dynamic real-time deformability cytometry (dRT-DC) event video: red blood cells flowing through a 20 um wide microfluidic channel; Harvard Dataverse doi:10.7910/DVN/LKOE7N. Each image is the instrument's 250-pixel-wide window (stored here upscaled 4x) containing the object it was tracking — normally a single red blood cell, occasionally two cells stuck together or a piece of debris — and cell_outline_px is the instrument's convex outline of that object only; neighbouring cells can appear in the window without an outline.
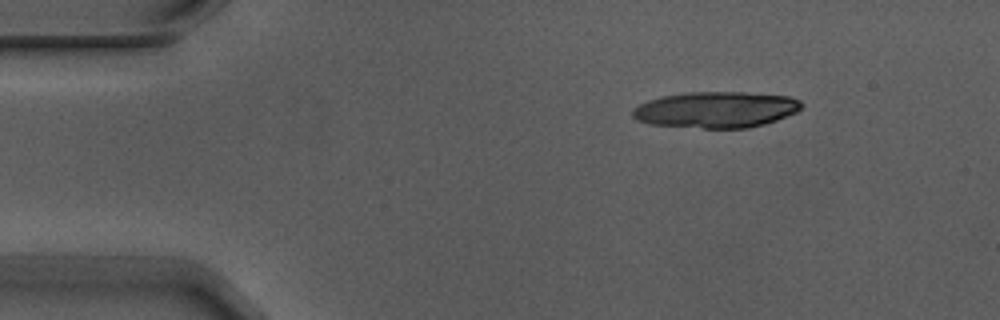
{"species": "Egyptian fruit bat (a non-hibernating species)", "species_latin": "Rousettus aegyptiacus", "temperature_condition": "warm", "stored_images_in_passage": 5, "camera_frame_rate_fps": 3000, "um_per_image_px": 0.085, "animal": {"sex": "male"}, "frame": {"image": 1, "passage_image": 1, "time_ms": 0.0, "image_size_px": [1000, 320], "cell_outline_px": [[804, 108], [796, 112], [776, 120], [764, 124], [748, 128], [704, 128], [652, 124], [636, 120], [632, 116], [632, 108], [648, 100], [664, 96], [684, 92], [744, 92], [788, 96], [800, 100], [804, 104]], "centroid_in_image_um": [60.88, 9.32], "position_along_channel_um": 24.1, "area_um2": 35.66}}
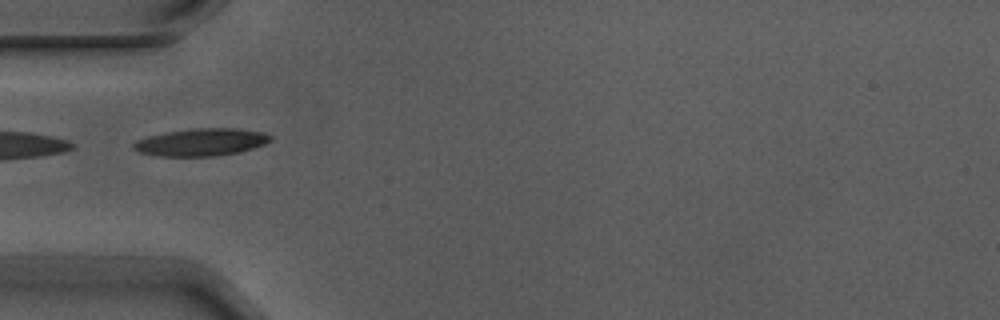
{"frame": {"image": 2, "passage_image": 4, "time_ms": 1.0, "image_size_px": [1000, 320], "cell_outline_px": [[272, 140], [264, 144], [240, 152], [212, 156], [160, 156], [140, 152], [132, 148], [132, 144], [136, 140], [148, 136], [168, 132], [196, 128], [236, 128], [264, 132], [272, 136]], "centroid_in_image_um": [17.12, 12.08], "position_along_channel_um": 67.9, "area_um2": 21.79}}